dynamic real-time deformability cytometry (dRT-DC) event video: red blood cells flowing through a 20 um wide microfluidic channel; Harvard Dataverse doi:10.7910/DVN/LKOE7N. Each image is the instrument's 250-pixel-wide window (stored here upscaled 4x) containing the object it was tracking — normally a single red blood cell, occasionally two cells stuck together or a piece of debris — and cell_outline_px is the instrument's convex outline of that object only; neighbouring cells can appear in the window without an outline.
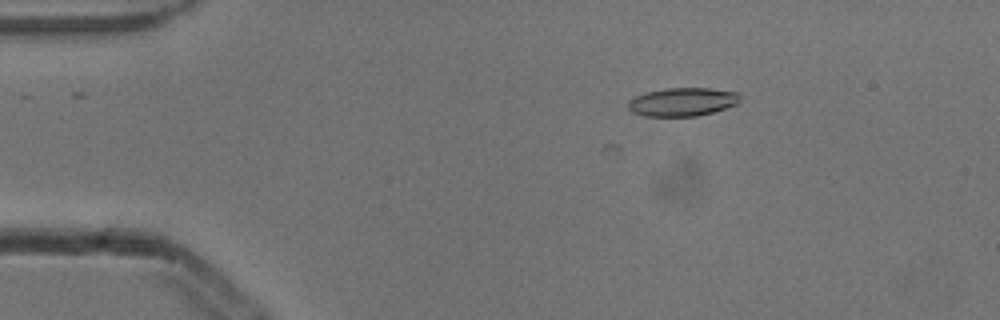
{"species": "common noctule bat (a hibernating species)", "species_latin": "Nyctalus noctula", "temperature_condition": "cold", "stored_images_in_passage": 7, "camera_frame_rate_fps": 3000, "um_per_image_px": 0.085, "animal": {"sex": "male", "body_mass_g": 13.3}, "frame": {"image": 1, "passage_image": 2, "time_ms": 0.333, "image_size_px": [1000, 320], "cell_outline_px": [[740, 104], [712, 112], [696, 116], [644, 116], [632, 112], [628, 108], [628, 100], [636, 96], [648, 92], [664, 88], [708, 88], [736, 92], [740, 96]], "centroid_in_image_um": [58.02, 8.66], "position_along_channel_um": 27.0, "area_um2": 18.55}}
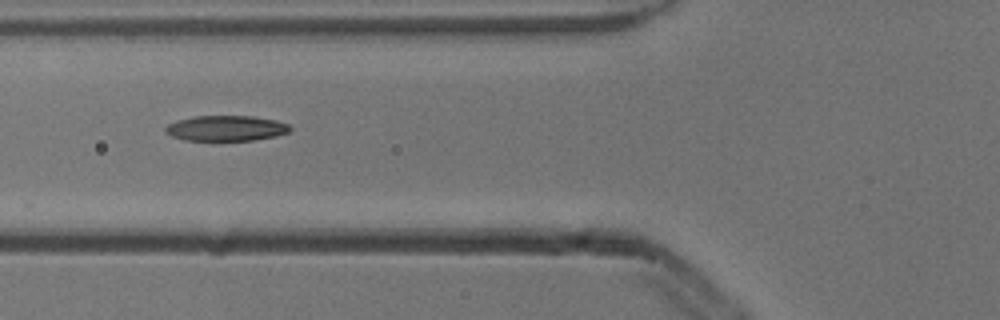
{"frame": {"image": 2, "passage_image": 5, "time_ms": 1.333, "image_size_px": [1000, 320], "cell_outline_px": [[292, 128], [288, 132], [276, 136], [252, 140], [184, 140], [172, 136], [164, 132], [164, 128], [168, 124], [176, 120], [196, 116], [252, 116], [276, 120], [288, 124]], "centroid_in_image_um": [19.2, 10.89], "position_along_channel_um": 106.6, "area_um2": 18.44}}
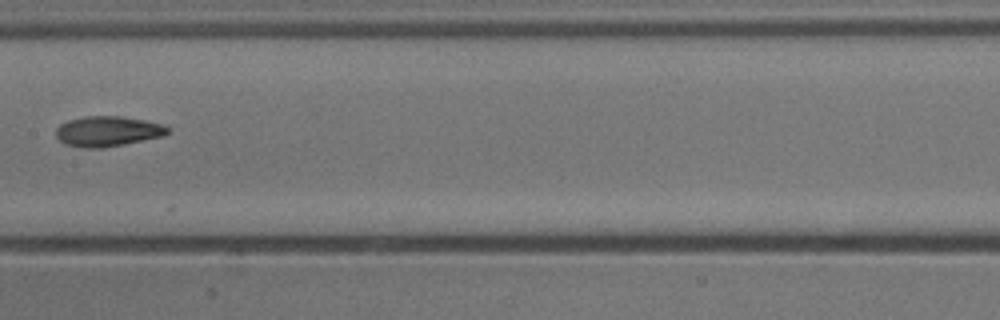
{"frame": {"image": 3, "passage_image": 7, "time_ms": 2.0, "image_size_px": [1000, 320], "cell_outline_px": [[168, 132], [164, 136], [124, 144], [100, 148], [84, 148], [64, 144], [56, 136], [56, 128], [60, 124], [68, 120], [84, 116], [120, 116], [144, 120], [164, 124], [168, 128]], "centroid_in_image_um": [9.14, 11.16], "position_along_channel_um": 198.3, "area_um2": 19.71}}